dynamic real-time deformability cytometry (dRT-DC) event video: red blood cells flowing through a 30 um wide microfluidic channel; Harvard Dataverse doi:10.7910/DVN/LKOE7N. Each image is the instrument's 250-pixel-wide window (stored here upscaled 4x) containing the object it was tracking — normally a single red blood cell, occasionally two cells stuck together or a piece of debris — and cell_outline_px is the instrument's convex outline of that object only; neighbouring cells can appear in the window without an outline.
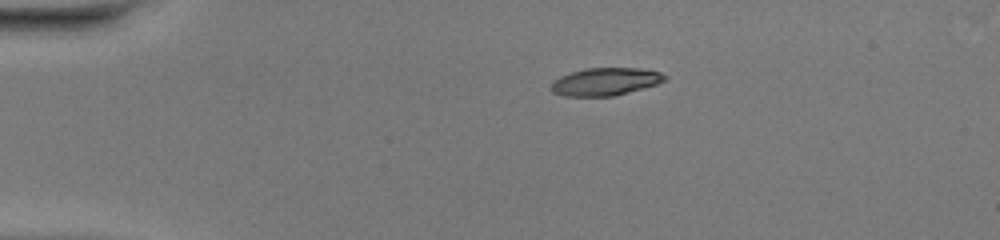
{"species": "common noctule bat (a hibernating species)", "species_latin": "Nyctalus noctula", "temperature_condition": "warm", "stored_images_in_passage": 40, "camera_frame_rate_fps": 3000, "um_per_image_px": 0.085, "animal": {"sex": "female", "body_mass_g": 20.0, "forearm_length_mm": 54.0}, "frame": {"image": 1, "passage_image": 1, "time_ms": 0.0, "image_size_px": [1000, 240], "cell_outline_px": [[668, 76], [664, 80], [656, 84], [644, 88], [616, 96], [564, 96], [552, 92], [548, 88], [560, 76], [584, 68], [640, 68], [660, 72]], "centroid_in_image_um": [51.45, 6.94], "position_along_channel_um": 33.6, "area_um2": 18.38}}
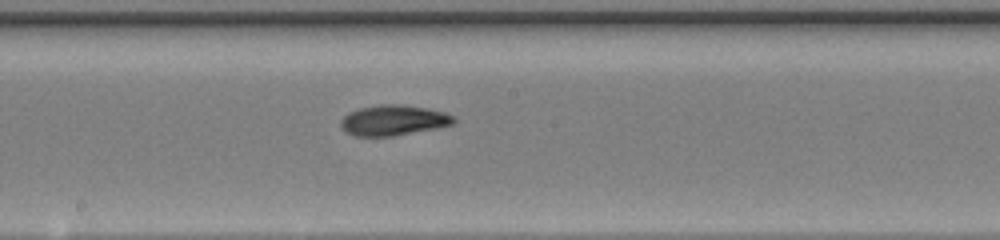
{"frame": {"image": 2, "passage_image": 18, "time_ms": 5.667, "image_size_px": [1000, 240], "cell_outline_px": [[456, 120], [452, 124], [436, 128], [392, 136], [356, 136], [348, 132], [340, 124], [340, 120], [348, 112], [360, 108], [380, 104], [400, 104], [428, 108], [444, 112], [456, 116]], "centroid_in_image_um": [33.46, 10.21], "position_along_channel_um": 214.7, "area_um2": 19.94}}
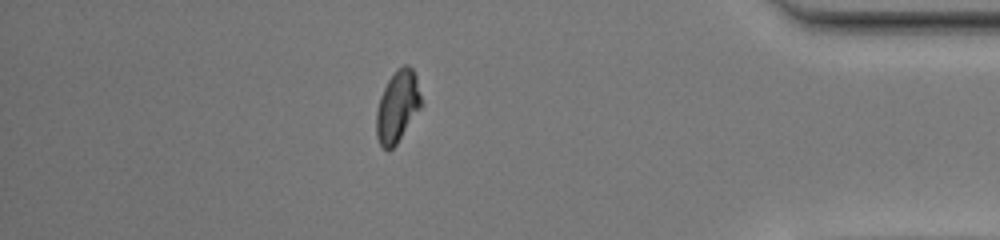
{"frame": {"image": 3, "passage_image": 34, "time_ms": 11.0, "image_size_px": [1000, 240], "cell_outline_px": [[420, 108], [396, 144], [388, 152], [380, 144], [376, 136], [376, 112], [380, 96], [388, 80], [396, 68], [404, 64], [408, 64], [412, 68], [416, 76], [420, 96]], "centroid_in_image_um": [33.76, 9.03], "position_along_channel_um": 401.4, "area_um2": 18.5}, "authors_computed_cell_mechanics": {"area_um2": 19.0162, "velocity_mm_per_s": 4.1411, "shape_relaxation_time_tau1_ms": 4.8466, "shape_relaxation_time_tau2_ms": 2.8531, "deformation_change_tau1": 0.1819, "deformation_change_tau2": 0.0913}}